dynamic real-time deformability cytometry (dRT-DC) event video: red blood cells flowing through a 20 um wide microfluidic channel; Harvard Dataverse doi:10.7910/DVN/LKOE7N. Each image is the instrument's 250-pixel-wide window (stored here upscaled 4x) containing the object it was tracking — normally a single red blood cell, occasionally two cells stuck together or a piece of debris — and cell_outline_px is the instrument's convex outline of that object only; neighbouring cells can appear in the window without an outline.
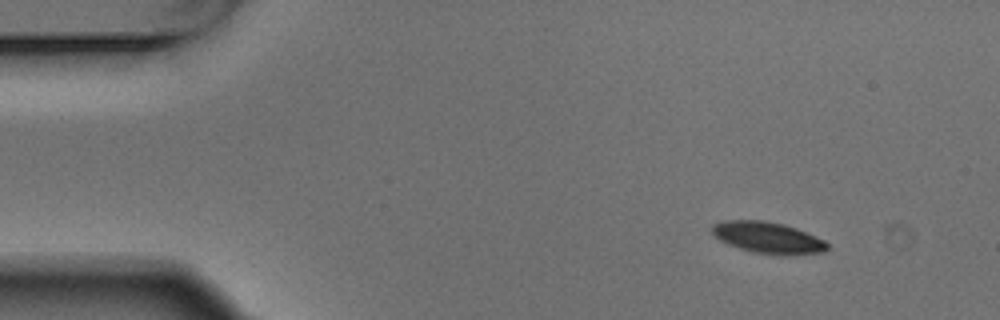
{"species": "Egyptian fruit bat (a non-hibernating species)", "species_latin": "Rousettus aegyptiacus", "temperature_condition": "warm", "stored_images_in_passage": 5, "segment_of_instrument_passage": [1, 2], "camera_frame_rate_fps": 3000, "um_per_image_px": 0.085, "animal": {"sex": "male"}, "frame": {"image": 1, "passage_image": 1, "time_ms": 0.0, "image_size_px": [1000, 320], "cell_outline_px": [[828, 248], [824, 252], [788, 256], [776, 256], [752, 252], [728, 244], [720, 240], [712, 232], [712, 224], [728, 220], [764, 220], [784, 224], [796, 228], [824, 240], [828, 244]], "centroid_in_image_um": [65.29, 20.22], "position_along_channel_um": 19.7, "area_um2": 21.27}}